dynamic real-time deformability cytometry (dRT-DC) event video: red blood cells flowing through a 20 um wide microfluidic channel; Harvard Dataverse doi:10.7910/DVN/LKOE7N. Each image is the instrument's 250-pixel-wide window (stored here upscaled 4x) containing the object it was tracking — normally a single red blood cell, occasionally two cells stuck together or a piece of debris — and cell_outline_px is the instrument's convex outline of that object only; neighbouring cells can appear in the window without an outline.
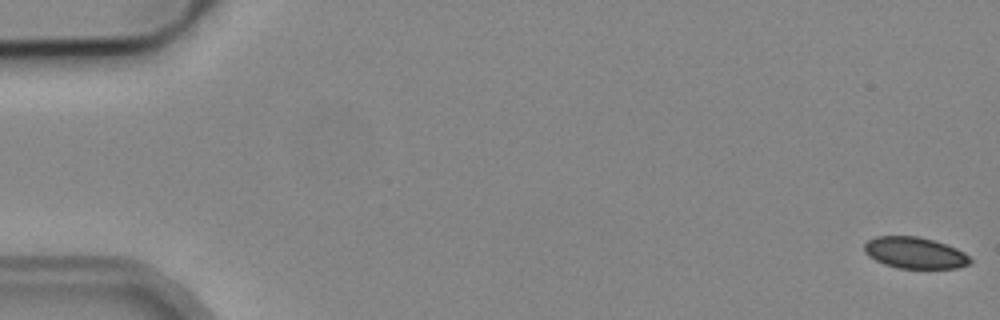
{"species": "common noctule bat (a hibernating species)", "species_latin": "Nyctalus noctula", "temperature_condition": "cold", "stored_images_in_passage": 54, "camera_frame_rate_fps": 3000, "um_per_image_px": 0.085, "animal": {"sex": "male", "body_mass_g": 19.2, "forearm_length_mm": 51.8}, "frame": {"image": 1, "passage_image": 1, "time_ms": 0.0, "image_size_px": [1000, 320], "cell_outline_px": [[972, 260], [968, 264], [956, 268], [900, 268], [884, 264], [868, 256], [864, 252], [864, 244], [868, 240], [876, 236], [916, 236], [932, 240], [956, 248], [964, 252]], "centroid_in_image_um": [77.73, 21.49], "position_along_channel_um": 7.3, "area_um2": 19.19}}
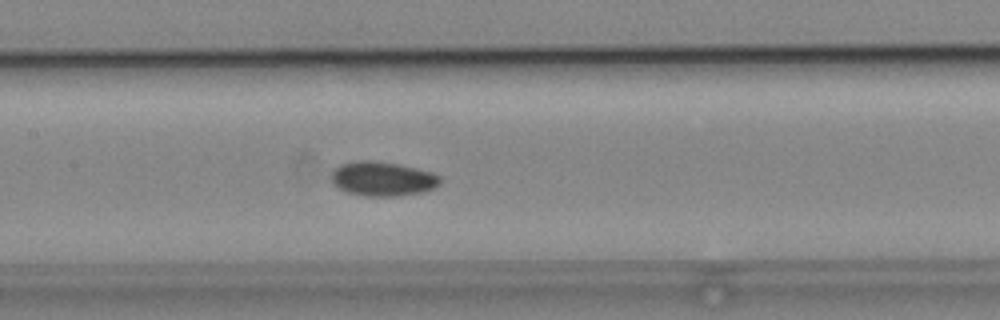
{"frame": {"image": 2, "passage_image": 26, "time_ms": 8.333, "image_size_px": [1000, 320], "cell_outline_px": [[440, 184], [432, 188], [420, 192], [396, 196], [368, 196], [348, 192], [332, 184], [332, 172], [340, 164], [360, 160], [372, 160], [400, 164], [432, 172], [440, 176]], "centroid_in_image_um": [32.52, 15.18], "position_along_channel_um": 174.9, "area_um2": 21.62}}
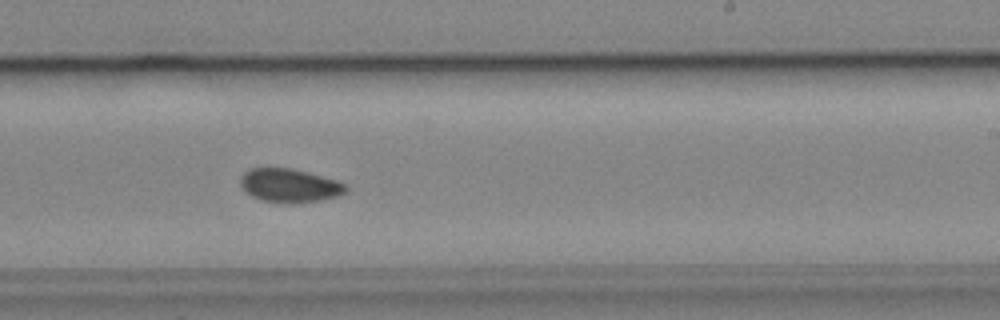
{"frame": {"image": 3, "passage_image": 33, "time_ms": 10.667, "image_size_px": [1000, 320], "cell_outline_px": [[344, 192], [340, 196], [320, 200], [296, 204], [288, 204], [260, 200], [252, 196], [240, 184], [240, 176], [244, 172], [252, 168], [292, 168], [308, 172], [336, 180], [344, 184]], "centroid_in_image_um": [24.59, 15.78], "position_along_channel_um": 264.4, "area_um2": 20.63}, "authors_computed_cell_mechanics": {"area_um2": 20.3745, "velocity_mm_per_s": 3.854, "shape_relaxation_time_tau1_ms": 3.9096, "shape_relaxation_time_tau2_ms": null, "deformation_change_tau1": 0.0534, "deformation_change_tau2": null}}